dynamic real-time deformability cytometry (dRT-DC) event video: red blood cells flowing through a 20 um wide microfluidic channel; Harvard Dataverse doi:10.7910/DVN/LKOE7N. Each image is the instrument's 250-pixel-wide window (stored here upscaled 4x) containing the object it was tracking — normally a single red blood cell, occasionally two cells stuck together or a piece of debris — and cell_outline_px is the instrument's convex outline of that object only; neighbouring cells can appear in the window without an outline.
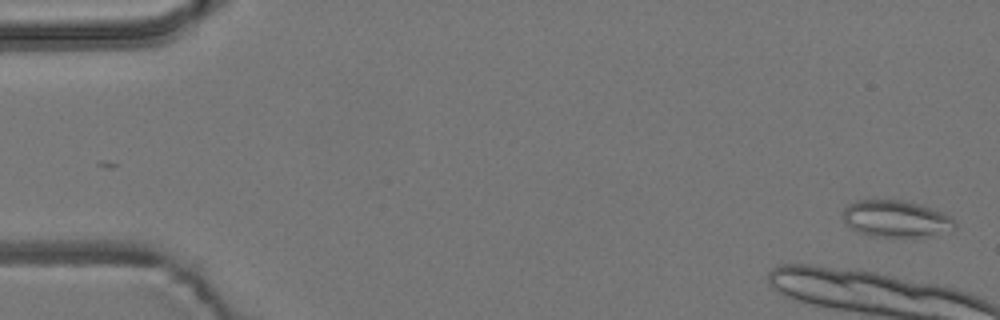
{"species": "common noctule bat (a hibernating species)", "species_latin": "Nyctalus noctula", "temperature_condition": "room temperature", "stored_images_in_passage": 2, "camera_frame_rate_fps": 3000, "um_per_image_px": 0.085, "animal": {"sex": "male", "body_mass_g": 19.2, "forearm_length_mm": 51.8}, "frame": {"image": 1, "passage_image": 2, "time_ms": 1.333, "image_size_px": [1000, 320], "cell_outline_px": [[956, 228], [952, 232], [932, 236], [872, 236], [860, 232], [844, 224], [844, 208], [848, 204], [856, 200], [900, 200], [920, 204], [944, 212], [952, 216], [956, 224]], "centroid_in_image_um": [76.23, 18.6], "position_along_channel_um": 8.8, "area_um2": 24.22}}